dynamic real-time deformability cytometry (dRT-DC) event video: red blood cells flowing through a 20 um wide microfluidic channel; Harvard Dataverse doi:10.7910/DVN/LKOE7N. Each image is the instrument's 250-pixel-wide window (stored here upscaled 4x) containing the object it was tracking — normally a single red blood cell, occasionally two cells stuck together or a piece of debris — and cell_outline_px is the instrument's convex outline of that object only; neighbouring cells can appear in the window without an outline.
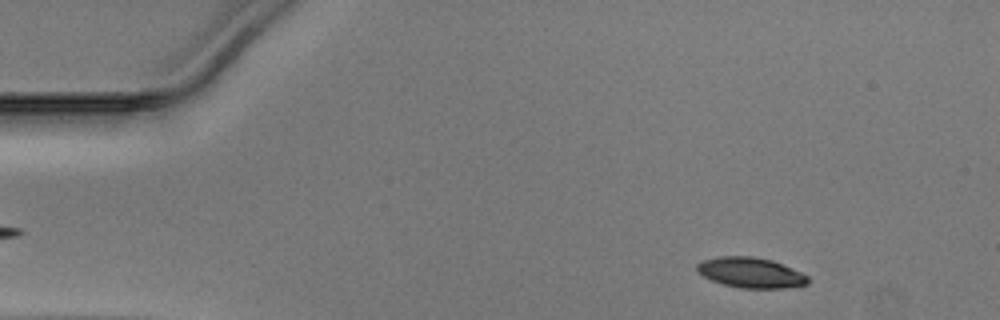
{"species": "Egyptian fruit bat (a non-hibernating species)", "species_latin": "Rousettus aegyptiacus", "temperature_condition": "warm", "stored_images_in_passage": 43, "camera_frame_rate_fps": 3000, "um_per_image_px": 0.085, "animal": {"sex": "male"}, "frame": {"image": 1, "passage_image": 6, "time_ms": 1.667, "image_size_px": [1000, 320], "cell_outline_px": [[808, 284], [784, 288], [740, 288], [724, 284], [712, 280], [696, 272], [696, 264], [704, 260], [716, 256], [752, 256], [772, 260], [792, 268], [808, 276]], "centroid_in_image_um": [63.79, 23.17], "position_along_channel_um": 21.2, "area_um2": 19.59}}
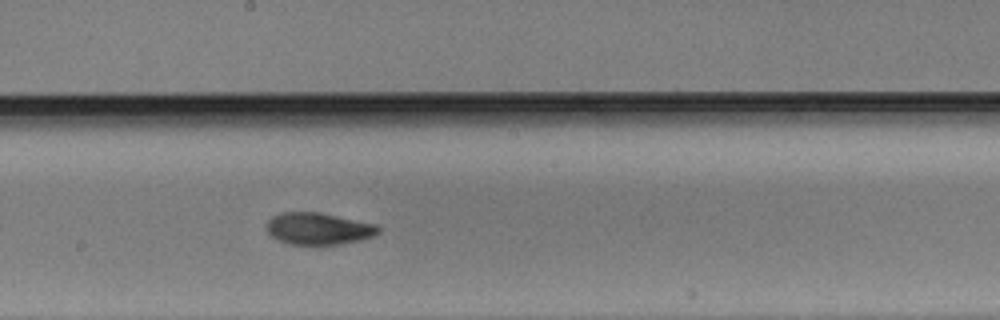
{"frame": {"image": 2, "passage_image": 27, "time_ms": 8.667, "image_size_px": [1000, 320], "cell_outline_px": [[380, 232], [376, 236], [344, 244], [288, 244], [272, 236], [264, 228], [268, 220], [272, 216], [280, 212], [320, 212], [376, 224], [380, 228]], "centroid_in_image_um": [27.08, 19.43], "position_along_channel_um": 221.1, "area_um2": 20.98}}
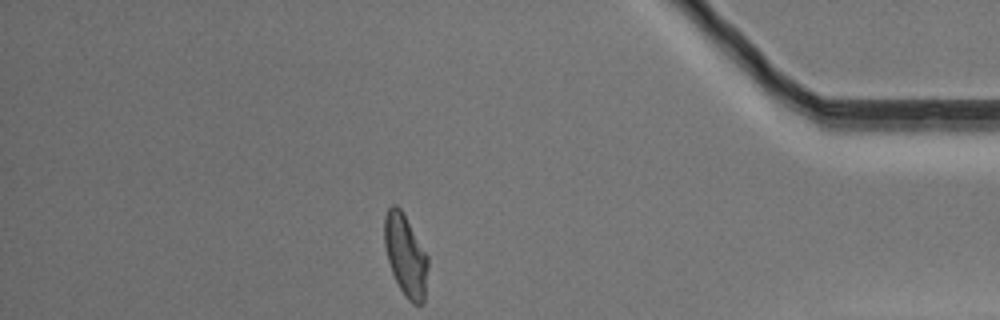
{"frame": {"image": 3, "passage_image": 43, "time_ms": 14.0, "image_size_px": [1000, 320], "cell_outline_px": [[428, 268], [424, 300], [420, 304], [412, 304], [408, 300], [400, 288], [392, 272], [388, 260], [384, 244], [384, 216], [388, 208], [392, 204], [396, 204], [400, 208], [428, 256]], "centroid_in_image_um": [34.46, 21.7], "position_along_channel_um": 400.7, "area_um2": 20.52}}